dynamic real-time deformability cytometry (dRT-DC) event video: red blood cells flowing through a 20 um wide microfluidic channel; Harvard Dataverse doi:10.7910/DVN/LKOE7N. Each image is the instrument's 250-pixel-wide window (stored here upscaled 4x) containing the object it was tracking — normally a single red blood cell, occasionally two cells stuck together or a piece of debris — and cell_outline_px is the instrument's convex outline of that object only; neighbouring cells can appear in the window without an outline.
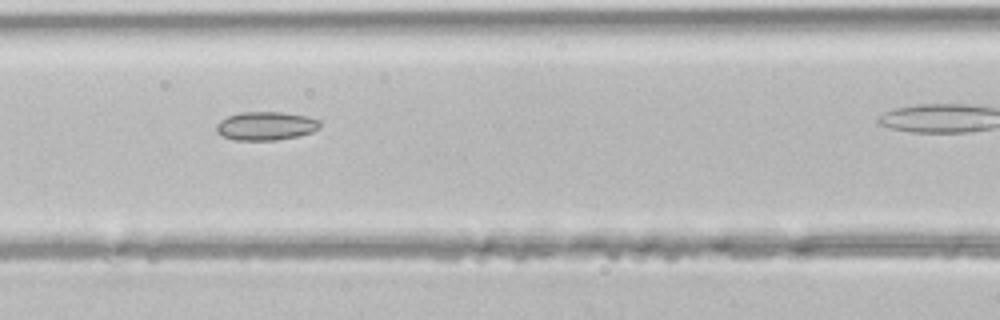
{"species": "common noctule bat (a hibernating species)", "species_latin": "Nyctalus noctula", "temperature_condition": "room temperature", "stored_images_in_passage": 4, "camera_frame_rate_fps": 3000, "um_per_image_px": 0.085, "animal": {"sex": "male", "body_mass_g": 21.5, "forearm_length_mm": 52.0}, "frame": {"image": 1, "passage_image": 4, "time_ms": 1.0, "image_size_px": [1000, 320], "cell_outline_px": [[320, 128], [312, 132], [300, 136], [276, 140], [236, 140], [224, 136], [216, 132], [216, 124], [220, 120], [228, 116], [240, 112], [280, 112], [304, 116], [320, 120]], "centroid_in_image_um": [22.6, 10.71], "position_along_channel_um": 144.0, "area_um2": 17.22}}